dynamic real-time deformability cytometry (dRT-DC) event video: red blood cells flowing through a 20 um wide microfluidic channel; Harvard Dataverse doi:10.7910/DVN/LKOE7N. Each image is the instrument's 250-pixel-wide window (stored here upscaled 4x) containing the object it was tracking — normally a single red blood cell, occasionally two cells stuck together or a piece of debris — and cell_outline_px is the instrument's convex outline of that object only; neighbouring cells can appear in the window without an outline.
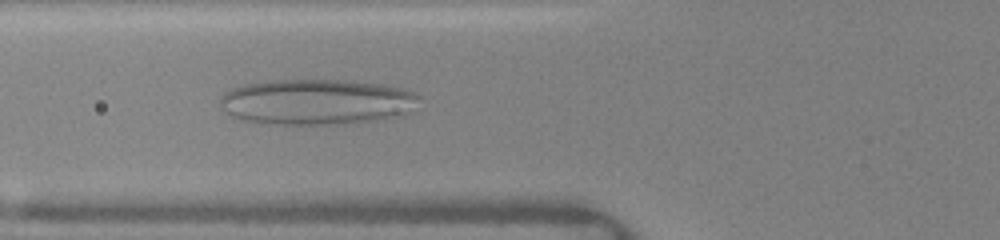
{"species": "human", "species_latin": "Homo sapiens", "temperature_condition": "warm", "stored_images_in_passage": 28, "camera_frame_rate_fps": 3000, "um_per_image_px": 0.085, "donor": {"sex": "female"}, "frame": {"image": 1, "passage_image": 13, "time_ms": 4.0, "image_size_px": [1000, 240], "cell_outline_px": [[420, 96], [408, 112], [400, 116], [372, 120], [336, 124], [280, 124], [248, 120], [232, 116], [224, 112], [220, 108], [220, 100], [232, 88], [244, 84], [272, 80], [344, 80], [384, 84], [404, 88]], "centroid_in_image_um": [26.91, 8.64], "position_along_channel_um": 98.9, "area_um2": 52.42}}